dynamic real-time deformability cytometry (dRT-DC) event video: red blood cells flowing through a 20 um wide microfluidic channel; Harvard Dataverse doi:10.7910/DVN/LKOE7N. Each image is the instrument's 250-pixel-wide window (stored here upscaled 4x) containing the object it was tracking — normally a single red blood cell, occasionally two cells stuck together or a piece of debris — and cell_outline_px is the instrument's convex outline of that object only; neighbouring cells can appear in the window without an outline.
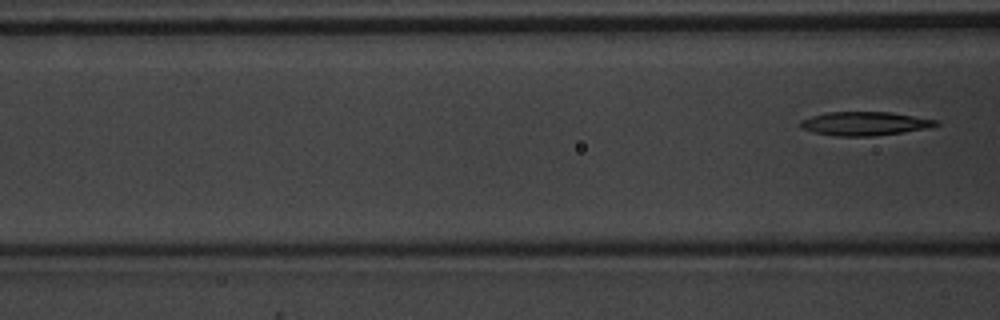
{"species": "common noctule bat (a hibernating species)", "species_latin": "Nyctalus noctula", "temperature_condition": "warm", "stored_images_in_passage": 7, "segment_of_instrument_passage": [2, 2], "camera_frame_rate_fps": 3000, "um_per_image_px": 0.085, "animal": {"sex": "male", "body_mass_g": 20.1, "forearm_length_mm": 53.5}, "frame": {"image": 1, "passage_image": 7, "time_ms": 2.0, "image_size_px": [1000, 320], "cell_outline_px": [[940, 124], [932, 128], [904, 132], [872, 136], [836, 136], [816, 132], [804, 128], [800, 124], [800, 120], [812, 116], [828, 112], [888, 112], [936, 120]], "centroid_in_image_um": [73.55, 10.51], "position_along_channel_um": 93.1, "area_um2": 18.5}}